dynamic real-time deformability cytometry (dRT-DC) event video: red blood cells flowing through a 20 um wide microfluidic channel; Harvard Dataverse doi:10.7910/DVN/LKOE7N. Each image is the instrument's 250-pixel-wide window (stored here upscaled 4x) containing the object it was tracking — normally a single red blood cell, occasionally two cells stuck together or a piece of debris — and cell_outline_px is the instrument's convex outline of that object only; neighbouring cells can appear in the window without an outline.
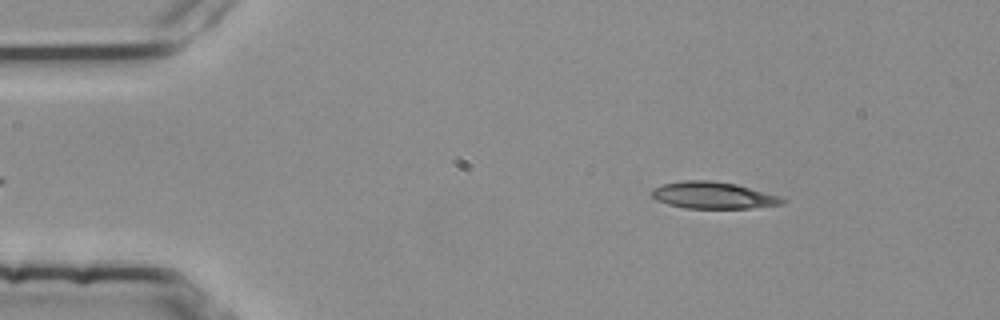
{"species": "common noctule bat (a hibernating species)", "species_latin": "Nyctalus noctula", "temperature_condition": "room temperature", "stored_images_in_passage": 50, "camera_frame_rate_fps": 3000, "um_per_image_px": 0.085, "animal": {"sex": "female", "body_mass_g": 25.1}, "frame": {"image": 1, "passage_image": 4, "time_ms": 1.0, "image_size_px": [1000, 320], "cell_outline_px": [[788, 200], [784, 204], [748, 208], [684, 208], [668, 204], [656, 200], [648, 192], [652, 188], [664, 184], [680, 180], [708, 180], [736, 184], [776, 196]], "centroid_in_image_um": [60.54, 16.6], "position_along_channel_um": 24.5, "area_um2": 20.29}}
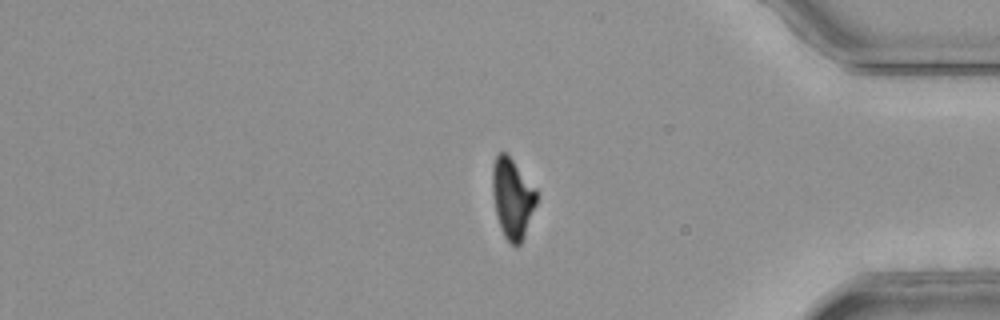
{"frame": {"image": 2, "passage_image": 41, "time_ms": 13.333, "image_size_px": [1000, 320], "cell_outline_px": [[536, 200], [524, 236], [520, 244], [516, 248], [504, 236], [500, 228], [496, 212], [492, 192], [492, 164], [496, 156], [500, 152], [504, 152], [512, 160], [536, 188]], "centroid_in_image_um": [43.52, 16.85], "position_along_channel_um": 391.7, "area_um2": 20.17}}
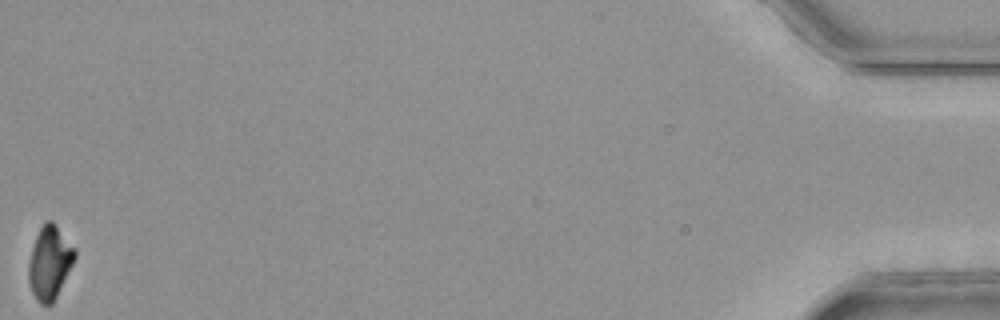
{"frame": {"image": 3, "passage_image": 50, "time_ms": 16.333, "image_size_px": [1000, 320], "cell_outline_px": [[76, 256], [52, 304], [40, 304], [36, 300], [32, 292], [28, 280], [28, 264], [32, 248], [36, 236], [44, 220], [52, 220], [56, 224], [76, 248]], "centroid_in_image_um": [4.21, 22.28], "position_along_channel_um": 431.0, "area_um2": 19.65}, "authors_computed_cell_mechanics": {"area_um2": 21.0681, "velocity_mm_per_s": 3.79, "shape_relaxation_time_tau1_ms": null, "shape_relaxation_time_tau2_ms": 7.1362, "deformation_change_tau1": null, "deformation_change_tau2": 0.1684}}